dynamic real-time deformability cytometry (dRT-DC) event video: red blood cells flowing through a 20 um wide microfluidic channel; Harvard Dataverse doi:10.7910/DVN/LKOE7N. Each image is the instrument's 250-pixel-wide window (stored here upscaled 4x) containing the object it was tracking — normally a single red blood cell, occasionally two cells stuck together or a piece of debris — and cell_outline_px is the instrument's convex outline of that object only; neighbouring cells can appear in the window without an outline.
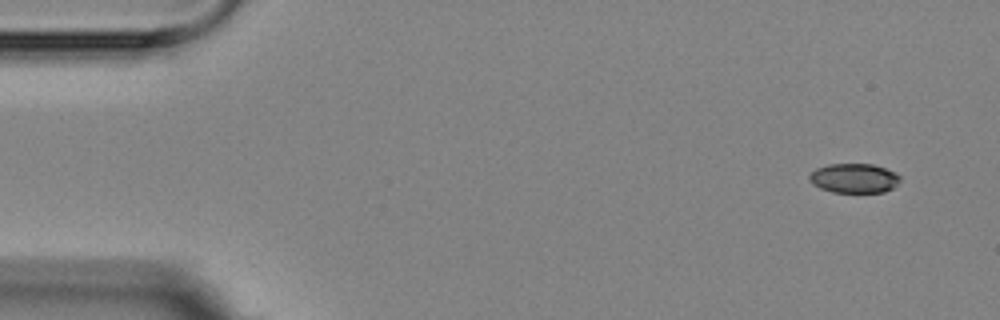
{"species": "Egyptian fruit bat (a non-hibernating species)", "species_latin": "Rousettus aegyptiacus", "temperature_condition": "room temperature", "stored_images_in_passage": 4, "camera_frame_rate_fps": 3000, "um_per_image_px": 0.085, "animal": {"sex": "female"}, "frame": {"image": 1, "passage_image": 1, "time_ms": 0.0, "image_size_px": [1000, 320], "cell_outline_px": [[900, 180], [892, 188], [884, 192], [832, 192], [820, 188], [812, 184], [808, 180], [808, 176], [816, 168], [828, 164], [872, 164], [896, 172], [900, 176]], "centroid_in_image_um": [72.57, 15.14], "position_along_channel_um": 12.4, "area_um2": 15.61}}